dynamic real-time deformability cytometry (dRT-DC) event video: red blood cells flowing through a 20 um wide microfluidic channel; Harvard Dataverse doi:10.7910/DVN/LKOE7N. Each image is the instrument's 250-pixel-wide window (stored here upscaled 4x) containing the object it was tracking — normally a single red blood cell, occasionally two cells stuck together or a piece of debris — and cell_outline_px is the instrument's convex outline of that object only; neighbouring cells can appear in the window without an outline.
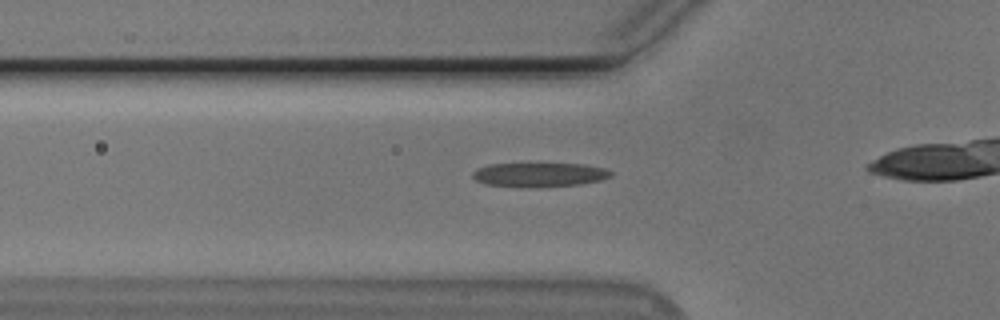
{"species": "Egyptian fruit bat (a non-hibernating species)", "species_latin": "Rousettus aegyptiacus", "temperature_condition": "cold", "stored_images_in_passage": 27, "camera_frame_rate_fps": 3000, "um_per_image_px": 0.085, "animal": {"sex": "male"}, "frame": {"image": 1, "passage_image": 2, "time_ms": 0.333, "image_size_px": [1000, 320], "cell_outline_px": [[612, 176], [600, 180], [580, 184], [520, 188], [484, 184], [476, 180], [472, 176], [472, 172], [476, 168], [488, 164], [584, 164], [604, 168], [612, 172]], "centroid_in_image_um": [45.79, 14.86], "position_along_channel_um": 80.0, "area_um2": 19.54}}
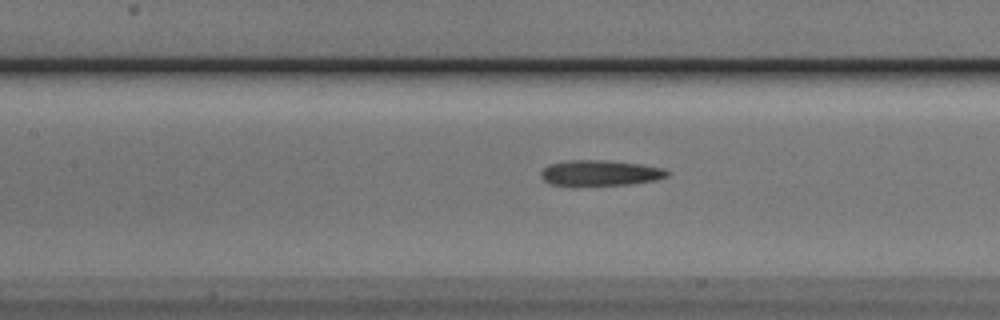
{"frame": {"image": 2, "passage_image": 8, "time_ms": 2.333, "image_size_px": [1000, 320], "cell_outline_px": [[668, 176], [656, 180], [628, 184], [572, 188], [552, 184], [544, 180], [540, 176], [540, 172], [548, 164], [564, 160], [604, 160], [640, 164], [664, 168], [668, 172]], "centroid_in_image_um": [50.93, 14.73], "position_along_channel_um": 156.5, "area_um2": 19.54}}
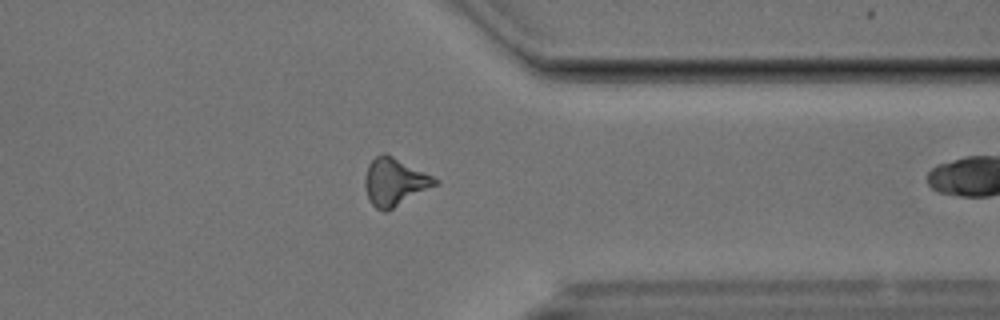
{"frame": {"image": 3, "passage_image": 26, "time_ms": 8.333, "image_size_px": [1000, 320], "cell_outline_px": [[440, 180], [436, 184], [392, 208], [384, 212], [376, 208], [372, 204], [368, 196], [364, 184], [364, 180], [368, 164], [376, 156], [384, 152]], "centroid_in_image_um": [33.5, 15.45], "position_along_channel_um": 377.9, "area_um2": 18.79}}